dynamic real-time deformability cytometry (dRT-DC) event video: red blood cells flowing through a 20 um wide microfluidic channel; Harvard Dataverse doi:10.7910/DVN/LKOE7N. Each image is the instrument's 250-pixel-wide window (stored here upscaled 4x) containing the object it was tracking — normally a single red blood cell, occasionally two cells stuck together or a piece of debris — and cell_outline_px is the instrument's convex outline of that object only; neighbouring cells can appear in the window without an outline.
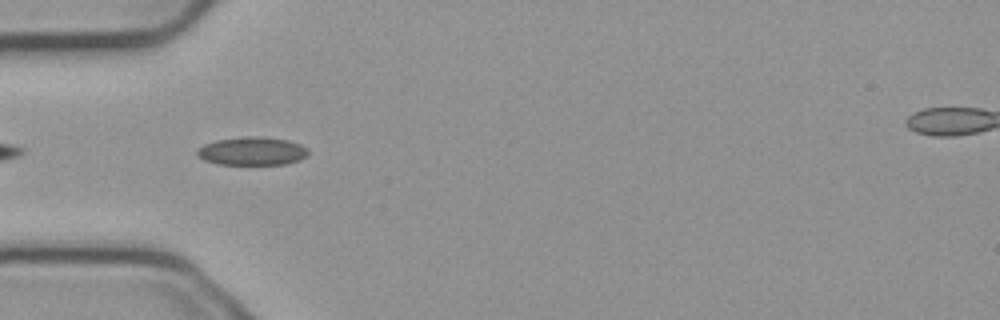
{"species": "common noctule bat (a hibernating species)", "species_latin": "Nyctalus noctula", "temperature_condition": "cold", "stored_images_in_passage": 8, "camera_frame_rate_fps": 3000, "um_per_image_px": 0.085, "animal": {"sex": "male", "body_mass_g": 23.1, "forearm_length_mm": 52.7}, "frame": {"image": 1, "passage_image": 5, "time_ms": 1.333, "image_size_px": [1000, 320], "cell_outline_px": [[308, 152], [300, 160], [284, 164], [216, 164], [204, 160], [196, 156], [196, 152], [204, 144], [216, 140], [244, 136], [264, 136], [288, 140], [300, 144], [308, 148]], "centroid_in_image_um": [21.41, 12.83], "position_along_channel_um": 63.6, "area_um2": 18.38}}
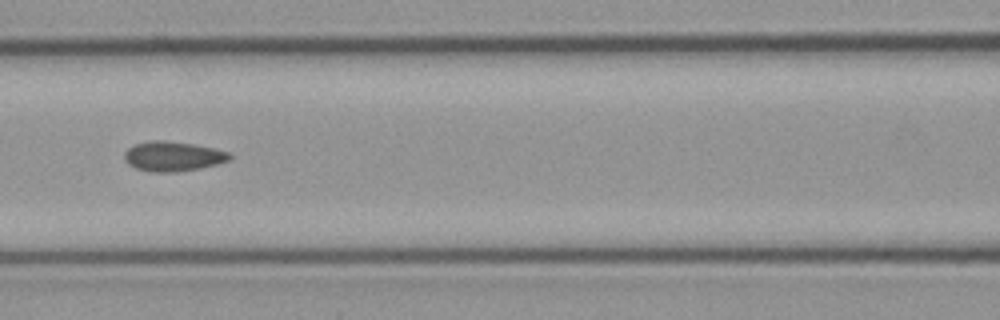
{"frame": {"image": 2, "passage_image": 7, "time_ms": 2.0, "image_size_px": [1000, 320], "cell_outline_px": [[232, 156], [228, 160], [216, 164], [200, 168], [176, 172], [152, 172], [136, 168], [128, 164], [124, 160], [124, 152], [128, 148], [136, 144], [152, 140], [164, 140], [192, 144], [212, 148], [228, 152]], "centroid_in_image_um": [14.66, 13.29], "position_along_channel_um": 151.9, "area_um2": 18.09}}
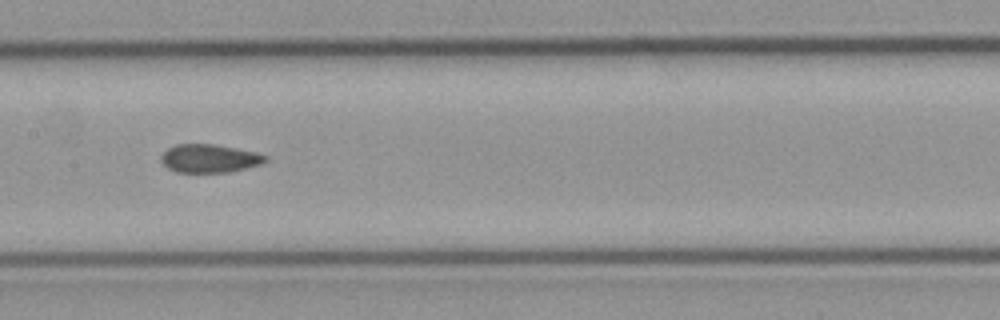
{"frame": {"image": 3, "passage_image": 8, "time_ms": 2.333, "image_size_px": [1000, 320], "cell_outline_px": [[268, 160], [260, 164], [228, 172], [176, 172], [168, 168], [160, 160], [160, 156], [168, 148], [176, 144], [212, 144], [236, 148], [256, 152], [268, 156]], "centroid_in_image_um": [17.79, 13.46], "position_along_channel_um": 189.6, "area_um2": 17.11}}